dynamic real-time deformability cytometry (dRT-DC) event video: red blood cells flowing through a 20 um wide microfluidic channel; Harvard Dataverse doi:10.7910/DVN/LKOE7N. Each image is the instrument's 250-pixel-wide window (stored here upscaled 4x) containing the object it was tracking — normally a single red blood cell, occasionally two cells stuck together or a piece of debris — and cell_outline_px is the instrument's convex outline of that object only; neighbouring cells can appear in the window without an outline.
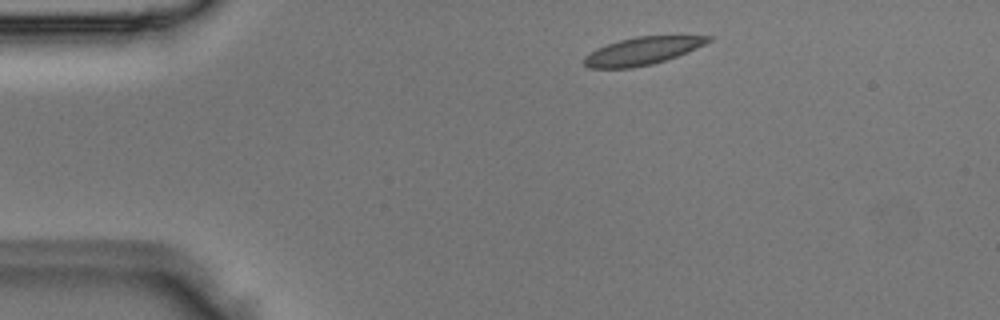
{"species": "Egyptian fruit bat (a non-hibernating species)", "species_latin": "Rousettus aegyptiacus", "temperature_condition": "room temperature", "stored_images_in_passage": 4, "camera_frame_rate_fps": 3000, "um_per_image_px": 0.085, "animal": {"sex": "male"}, "frame": {"image": 1, "passage_image": 1, "time_ms": 0.0, "image_size_px": [1000, 320], "cell_outline_px": [[712, 40], [696, 48], [676, 56], [652, 64], [632, 68], [588, 68], [584, 64], [584, 56], [596, 48], [620, 40], [636, 36], [712, 36]], "centroid_in_image_um": [54.55, 4.34], "position_along_channel_um": 30.4, "area_um2": 19.77}}
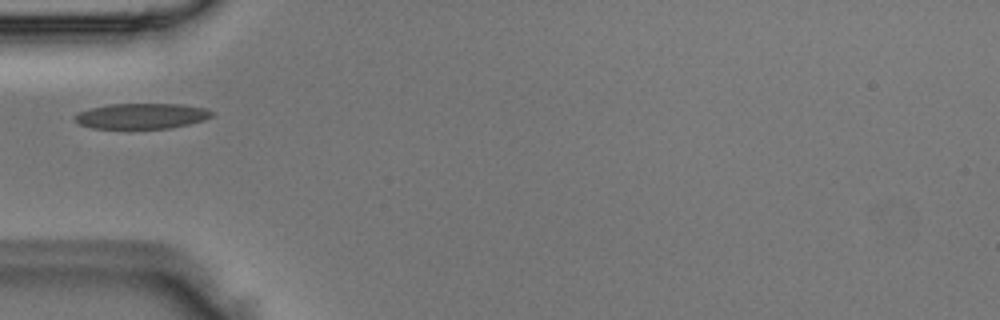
{"frame": {"image": 2, "passage_image": 3, "time_ms": 0.667, "image_size_px": [1000, 320], "cell_outline_px": [[216, 112], [212, 116], [204, 120], [188, 124], [168, 128], [92, 128], [80, 124], [72, 116], [88, 108], [108, 104], [184, 104], [204, 108]], "centroid_in_image_um": [12.05, 9.85], "position_along_channel_um": 73.0, "area_um2": 20.35}}
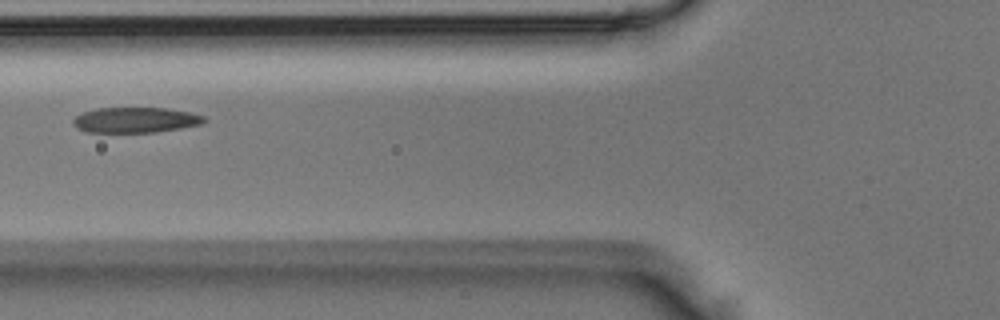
{"frame": {"image": 3, "passage_image": 4, "time_ms": 1.0, "image_size_px": [1000, 320], "cell_outline_px": [[208, 120], [204, 124], [156, 132], [84, 132], [76, 128], [72, 124], [72, 120], [76, 116], [84, 112], [96, 108], [168, 108], [188, 112], [204, 116]], "centroid_in_image_um": [11.51, 10.2], "position_along_channel_um": 114.3, "area_um2": 19.54}}